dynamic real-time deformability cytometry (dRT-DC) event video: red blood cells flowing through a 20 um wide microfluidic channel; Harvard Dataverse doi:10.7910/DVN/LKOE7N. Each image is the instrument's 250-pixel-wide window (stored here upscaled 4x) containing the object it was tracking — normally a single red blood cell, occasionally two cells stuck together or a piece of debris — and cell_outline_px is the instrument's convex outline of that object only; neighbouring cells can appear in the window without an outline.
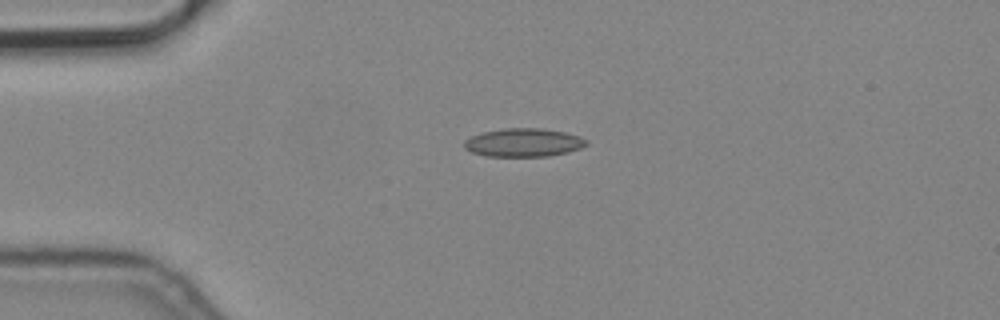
{"species": "common noctule bat (a hibernating species)", "species_latin": "Nyctalus noctula", "temperature_condition": "cold", "stored_images_in_passage": 3, "camera_frame_rate_fps": 3000, "um_per_image_px": 0.085, "animal": {"sex": "male", "body_mass_g": 19.2, "forearm_length_mm": 51.8}, "frame": {"image": 1, "passage_image": 1, "time_ms": 0.0, "image_size_px": [1000, 320], "cell_outline_px": [[588, 144], [580, 148], [568, 152], [548, 156], [484, 156], [472, 152], [464, 148], [464, 140], [472, 136], [484, 132], [504, 128], [544, 128], [564, 132], [580, 136], [588, 140]], "centroid_in_image_um": [44.52, 12.11], "position_along_channel_um": 40.5, "area_um2": 20.23}}
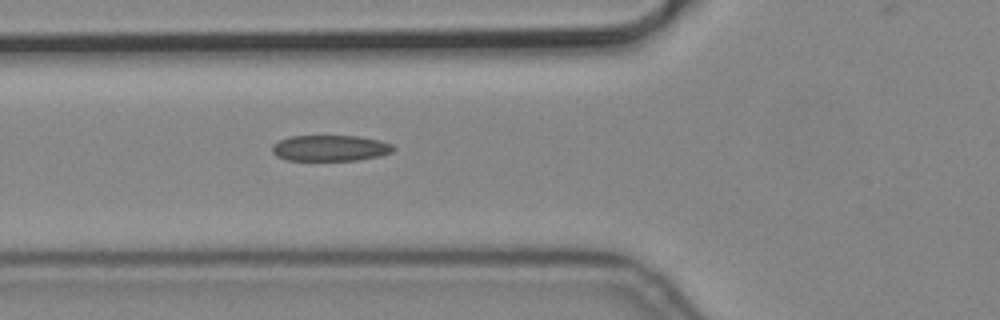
{"frame": {"image": 2, "passage_image": 3, "time_ms": 0.667, "image_size_px": [1000, 320], "cell_outline_px": [[396, 148], [392, 152], [380, 156], [356, 160], [288, 160], [276, 156], [272, 152], [272, 144], [288, 136], [360, 136], [380, 140], [392, 144]], "centroid_in_image_um": [28.08, 12.58], "position_along_channel_um": 97.7, "area_um2": 18.44}}